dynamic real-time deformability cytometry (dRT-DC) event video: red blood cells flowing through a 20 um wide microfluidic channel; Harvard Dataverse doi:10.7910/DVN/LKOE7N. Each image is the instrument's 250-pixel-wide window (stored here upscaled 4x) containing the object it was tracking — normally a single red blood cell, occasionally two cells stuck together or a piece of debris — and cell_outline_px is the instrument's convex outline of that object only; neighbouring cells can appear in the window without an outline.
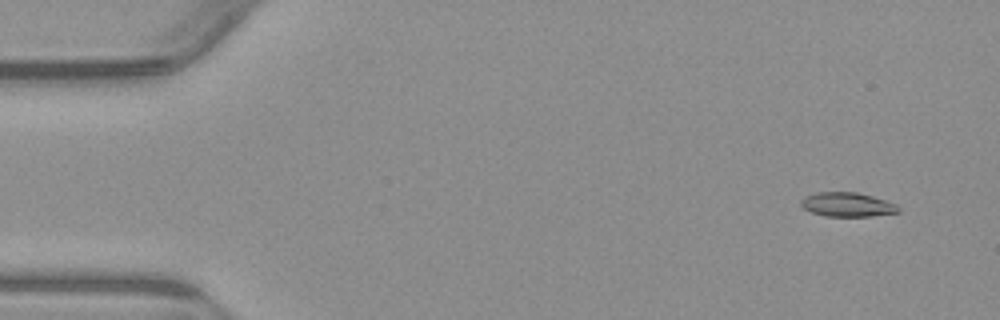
{"species": "common noctule bat (a hibernating species)", "species_latin": "Nyctalus noctula", "temperature_condition": "warm", "stored_images_in_passage": 53, "camera_frame_rate_fps": 3000, "um_per_image_px": 0.085, "animal": {"sex": "male", "body_mass_g": 23.1, "forearm_length_mm": 52.7}, "frame": {"image": 1, "passage_image": 3, "time_ms": 0.667, "image_size_px": [1000, 320], "cell_outline_px": [[900, 212], [872, 216], [824, 216], [812, 212], [804, 208], [800, 204], [800, 200], [804, 196], [816, 192], [856, 192], [872, 196], [896, 204], [900, 208]], "centroid_in_image_um": [72.01, 17.38], "position_along_channel_um": 13.0, "area_um2": 13.76}}
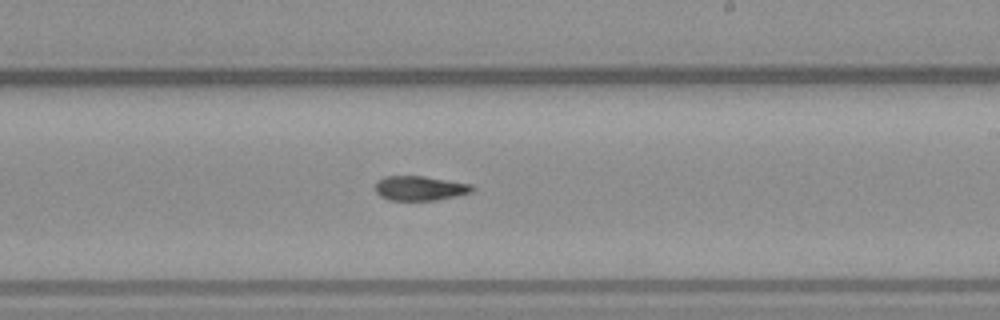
{"frame": {"image": 2, "passage_image": 31, "time_ms": 10.0, "image_size_px": [1000, 320], "cell_outline_px": [[476, 188], [472, 192], [436, 200], [388, 200], [380, 196], [376, 192], [376, 180], [384, 176], [424, 176], [472, 184]], "centroid_in_image_um": [35.69, 15.99], "position_along_channel_um": 253.3, "area_um2": 13.93}}
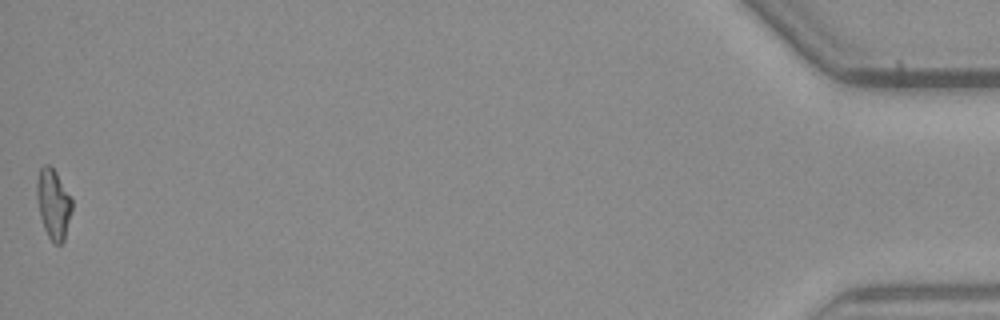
{"frame": {"image": 3, "passage_image": 53, "time_ms": 17.333, "image_size_px": [1000, 320], "cell_outline_px": [[72, 208], [64, 240], [60, 244], [56, 244], [48, 236], [44, 228], [40, 216], [36, 200], [36, 184], [40, 168], [44, 164], [48, 164], [56, 172], [72, 200]], "centroid_in_image_um": [4.51, 17.32], "position_along_channel_um": 430.7, "area_um2": 14.16}, "authors_computed_cell_mechanics": {"area_um2": 14.2188, "velocity_mm_per_s": 3.8646, "shape_relaxation_time_tau1_ms": 8.6059, "shape_relaxation_time_tau2_ms": 7.1173, "deformation_change_tau1": 0.2386, "deformation_change_tau2": 0.1602}}